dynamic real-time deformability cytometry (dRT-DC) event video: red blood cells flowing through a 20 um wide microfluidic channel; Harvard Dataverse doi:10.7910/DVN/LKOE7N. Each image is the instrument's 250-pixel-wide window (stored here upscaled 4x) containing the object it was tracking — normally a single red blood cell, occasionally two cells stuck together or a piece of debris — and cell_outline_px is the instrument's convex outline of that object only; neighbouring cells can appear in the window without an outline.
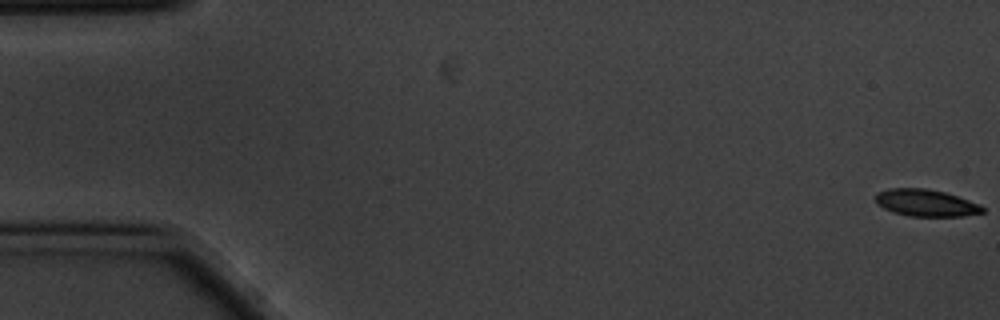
{"species": "common noctule bat (a hibernating species)", "species_latin": "Nyctalus noctula", "temperature_condition": "cold", "stored_images_in_passage": 6, "camera_frame_rate_fps": 3000, "um_per_image_px": 0.085, "animal": {"sex": "male", "body_mass_g": 20.1, "forearm_length_mm": 53.5}, "frame": {"image": 1, "passage_image": 1, "time_ms": 0.0, "image_size_px": [1000, 320], "cell_outline_px": [[984, 212], [964, 216], [908, 216], [892, 212], [876, 204], [876, 192], [888, 188], [924, 188], [944, 192], [980, 204], [984, 208]], "centroid_in_image_um": [78.67, 17.24], "position_along_channel_um": 6.3, "area_um2": 16.82}}
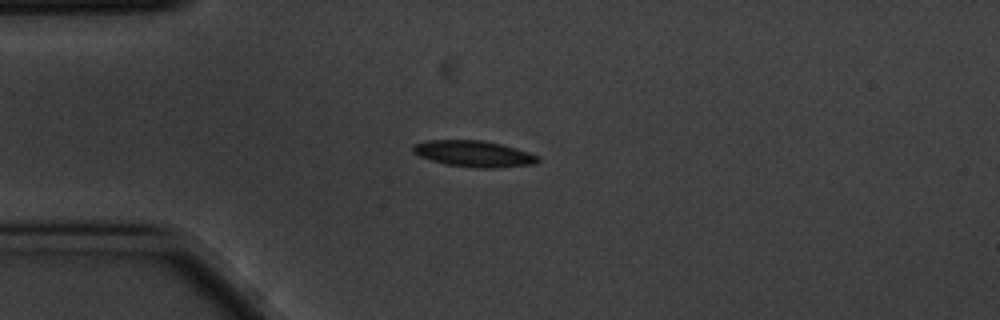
{"frame": {"image": 2, "passage_image": 5, "time_ms": 1.333, "image_size_px": [1000, 320], "cell_outline_px": [[540, 160], [536, 164], [492, 168], [476, 168], [444, 164], [420, 156], [412, 152], [412, 148], [416, 144], [424, 140], [484, 140], [516, 148], [540, 156]], "centroid_in_image_um": [40.29, 13.07], "position_along_channel_um": 44.7, "area_um2": 19.13}}